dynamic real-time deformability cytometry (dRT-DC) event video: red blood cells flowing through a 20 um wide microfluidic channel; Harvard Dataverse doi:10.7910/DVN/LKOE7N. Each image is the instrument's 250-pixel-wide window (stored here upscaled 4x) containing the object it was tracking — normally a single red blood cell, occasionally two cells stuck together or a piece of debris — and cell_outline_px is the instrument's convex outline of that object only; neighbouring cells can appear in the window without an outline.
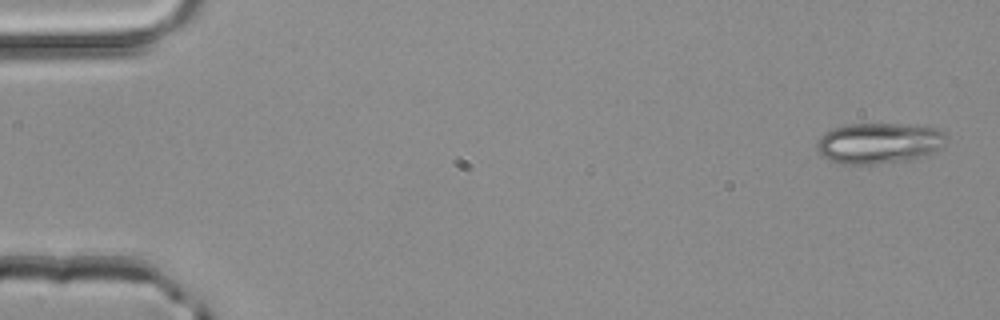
{"species": "common noctule bat (a hibernating species)", "species_latin": "Nyctalus noctula", "temperature_condition": "room temperature", "stored_images_in_passage": 4, "camera_frame_rate_fps": 3000, "um_per_image_px": 0.085, "animal": {"sex": "male", "body_mass_g": 20.4}, "frame": {"image": 1, "passage_image": 1, "time_ms": 0.0, "image_size_px": [1000, 320], "cell_outline_px": [[948, 140], [940, 148], [924, 156], [908, 160], [876, 164], [840, 164], [828, 160], [820, 156], [816, 148], [816, 140], [824, 132], [848, 124], [900, 124], [936, 128], [944, 132], [948, 136]], "centroid_in_image_um": [74.68, 12.18], "position_along_channel_um": 10.3, "area_um2": 31.04}}